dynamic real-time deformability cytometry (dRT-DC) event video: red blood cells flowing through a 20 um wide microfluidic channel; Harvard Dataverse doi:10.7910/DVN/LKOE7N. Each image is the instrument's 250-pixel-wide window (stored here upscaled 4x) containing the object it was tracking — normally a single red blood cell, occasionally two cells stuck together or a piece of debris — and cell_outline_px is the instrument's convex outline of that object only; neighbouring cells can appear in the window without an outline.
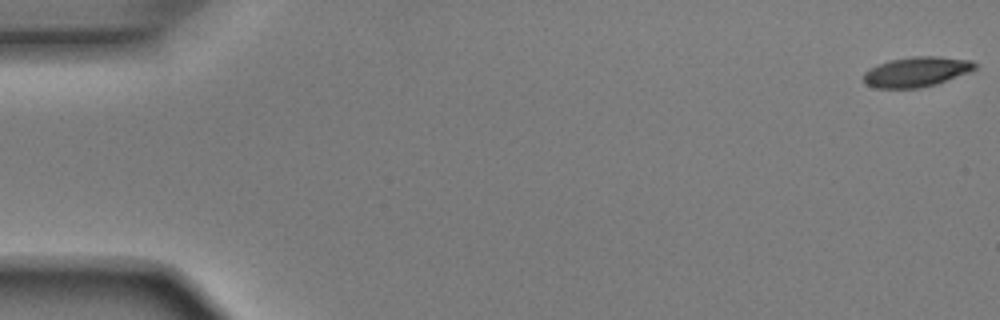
{"species": "Egyptian fruit bat (a non-hibernating species)", "species_latin": "Rousettus aegyptiacus", "temperature_condition": "room temperature", "stored_images_in_passage": 52, "camera_frame_rate_fps": 3000, "um_per_image_px": 0.085, "animal": {"sex": "male"}, "frame": {"image": 1, "passage_image": 1, "time_ms": 0.0, "image_size_px": [1000, 320], "cell_outline_px": [[976, 68], [968, 72], [936, 84], [920, 88], [876, 88], [864, 84], [864, 72], [868, 68], [892, 60], [912, 56], [932, 56], [972, 60], [976, 64]], "centroid_in_image_um": [77.87, 6.11], "position_along_channel_um": 7.1, "area_um2": 19.31}}
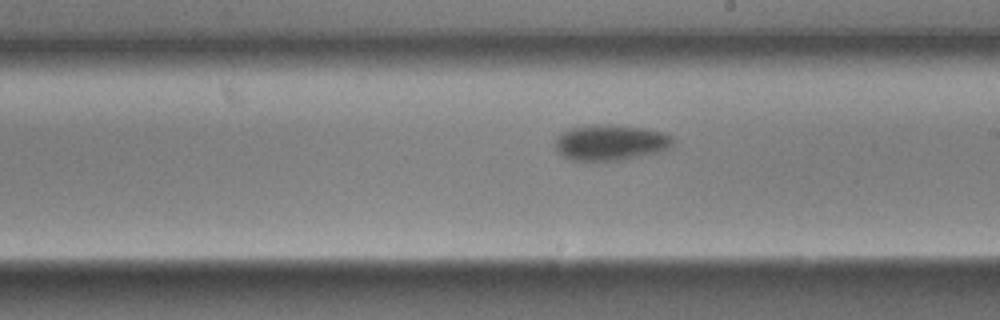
{"frame": {"image": 2, "passage_image": 30, "time_ms": 9.667, "image_size_px": [1000, 320], "cell_outline_px": [[672, 148], [660, 152], [620, 160], [572, 160], [564, 156], [556, 148], [556, 140], [560, 132], [568, 128], [592, 124], [608, 124], [644, 128], [660, 132], [672, 136]], "centroid_in_image_um": [51.9, 12.1], "position_along_channel_um": 237.1, "area_um2": 24.45}}
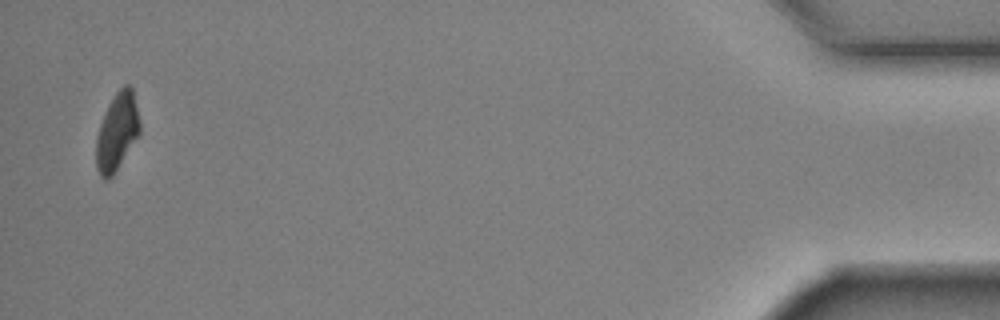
{"frame": {"image": 3, "passage_image": 51, "time_ms": 16.667, "image_size_px": [1000, 320], "cell_outline_px": [[140, 132], [112, 176], [108, 180], [104, 180], [100, 176], [96, 168], [96, 136], [100, 124], [108, 104], [116, 92], [124, 84], [128, 84], [132, 88], [140, 124]], "centroid_in_image_um": [9.92, 11.2], "position_along_channel_um": 425.3, "area_um2": 19.48}}